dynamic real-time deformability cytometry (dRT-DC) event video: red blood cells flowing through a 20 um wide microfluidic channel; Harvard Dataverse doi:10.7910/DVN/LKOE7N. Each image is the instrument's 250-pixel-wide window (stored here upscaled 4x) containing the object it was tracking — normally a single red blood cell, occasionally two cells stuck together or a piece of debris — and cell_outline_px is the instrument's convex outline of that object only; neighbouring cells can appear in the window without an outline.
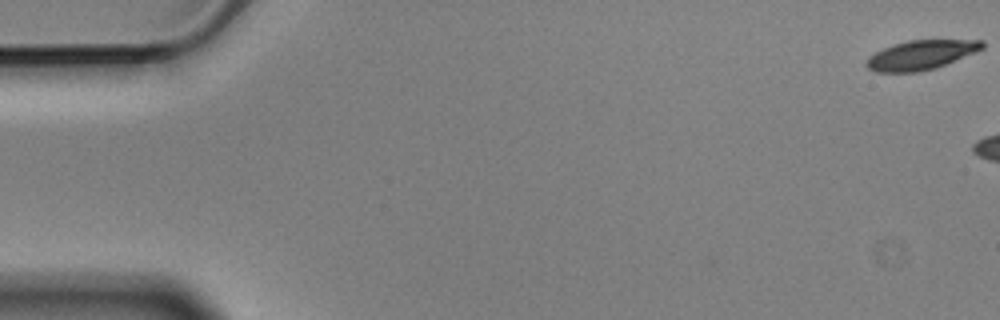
{"species": "Egyptian fruit bat (a non-hibernating species)", "species_latin": "Rousettus aegyptiacus", "temperature_condition": "cold", "stored_images_in_passage": 3, "camera_frame_rate_fps": 3000, "um_per_image_px": 0.085, "animal": {"sex": "male"}, "frame": {"image": 1, "passage_image": 1, "time_ms": 0.0, "image_size_px": [1000, 320], "cell_outline_px": [[984, 48], [976, 52], [944, 64], [932, 68], [916, 72], [876, 72], [868, 68], [864, 64], [868, 56], [884, 48], [908, 40], [984, 40]], "centroid_in_image_um": [78.26, 4.66], "position_along_channel_um": 6.7, "area_um2": 19.54}}